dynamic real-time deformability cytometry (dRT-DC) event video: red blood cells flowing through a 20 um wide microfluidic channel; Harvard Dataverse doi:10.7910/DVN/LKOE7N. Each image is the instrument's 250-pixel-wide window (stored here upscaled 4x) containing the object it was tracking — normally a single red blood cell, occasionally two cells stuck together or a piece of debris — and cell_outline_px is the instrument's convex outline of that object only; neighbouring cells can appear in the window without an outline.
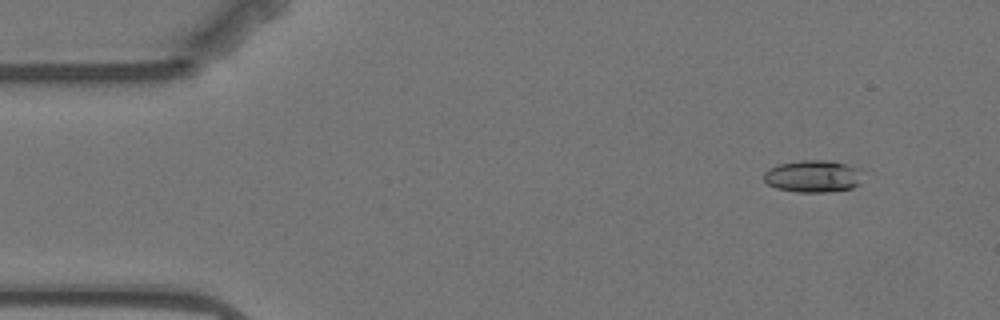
{"species": "Egyptian fruit bat (a non-hibernating species)", "species_latin": "Rousettus aegyptiacus", "temperature_condition": "warm", "stored_images_in_passage": 6, "camera_frame_rate_fps": 3000, "um_per_image_px": 0.085, "animal": {"sex": "female"}, "frame": {"image": 1, "passage_image": 2, "time_ms": 1.333, "image_size_px": [1000, 320], "cell_outline_px": [[860, 184], [852, 188], [828, 192], [796, 192], [776, 188], [768, 184], [764, 180], [764, 172], [768, 168], [776, 164], [800, 160], [832, 160], [856, 168]], "centroid_in_image_um": [69.02, 14.98], "position_along_channel_um": 16.0, "area_um2": 18.44}}
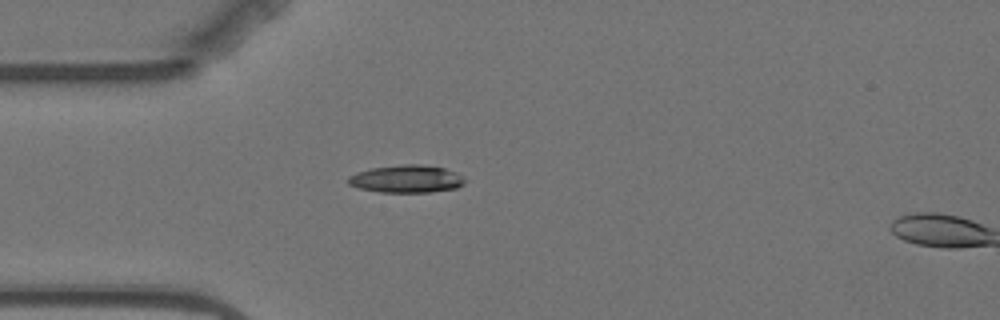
{"frame": {"image": 2, "passage_image": 5, "time_ms": 4.667, "image_size_px": [1000, 320], "cell_outline_px": [[464, 184], [456, 188], [432, 192], [380, 192], [360, 188], [348, 184], [348, 176], [356, 172], [372, 168], [404, 164], [420, 164], [444, 168], [456, 172], [464, 180]], "centroid_in_image_um": [34.54, 15.21], "position_along_channel_um": 50.5, "area_um2": 18.67}}